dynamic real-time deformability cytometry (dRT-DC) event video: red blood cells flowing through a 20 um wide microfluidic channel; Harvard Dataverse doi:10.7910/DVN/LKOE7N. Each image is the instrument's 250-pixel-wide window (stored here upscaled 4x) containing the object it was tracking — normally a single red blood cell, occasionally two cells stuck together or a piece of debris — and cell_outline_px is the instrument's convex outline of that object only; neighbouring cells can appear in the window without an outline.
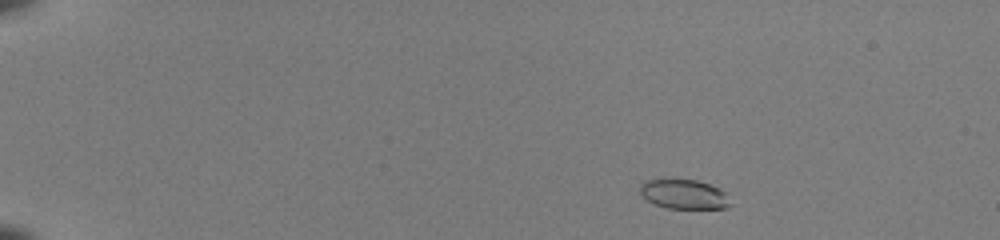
{"species": "common noctule bat (a hibernating species)", "species_latin": "Nyctalus noctula", "temperature_condition": "room temperature", "stored_images_in_passage": 46, "camera_frame_rate_fps": 3000, "um_per_image_px": 0.085, "animal": {"sex": "female", "body_mass_g": 22.0, "forearm_length_mm": 56.7}, "frame": {"image": 1, "passage_image": 3, "time_ms": 0.667, "image_size_px": [1000, 240], "cell_outline_px": [[732, 204], [728, 208], [668, 208], [656, 204], [648, 200], [640, 192], [640, 184], [644, 180], [696, 180], [720, 188], [724, 192]], "centroid_in_image_um": [58.16, 16.51], "position_along_channel_um": 26.8, "area_um2": 15.26}}
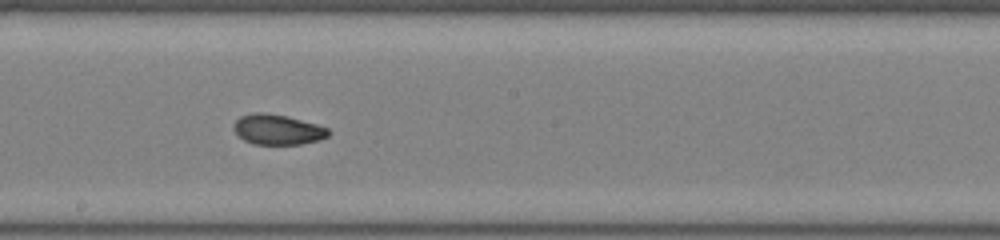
{"frame": {"image": 2, "passage_image": 26, "time_ms": 8.333, "image_size_px": [1000, 240], "cell_outline_px": [[332, 132], [328, 136], [320, 140], [300, 144], [252, 144], [244, 140], [232, 128], [232, 124], [240, 116], [252, 112], [264, 112], [288, 116], [316, 124], [328, 128]], "centroid_in_image_um": [23.59, 11.0], "position_along_channel_um": 224.6, "area_um2": 16.88}}
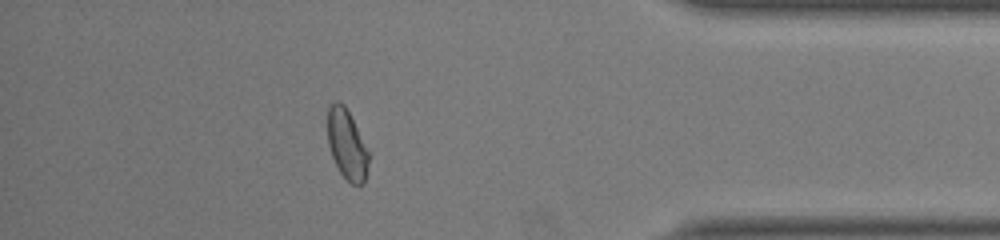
{"frame": {"image": 3, "passage_image": 41, "time_ms": 13.333, "image_size_px": [1000, 240], "cell_outline_px": [[368, 164], [364, 184], [360, 188], [352, 184], [340, 172], [332, 156], [328, 144], [328, 108], [336, 100], [340, 100], [344, 104], [368, 152]], "centroid_in_image_um": [29.47, 12.32], "position_along_channel_um": 405.7, "area_um2": 16.36}, "authors_computed_cell_mechanics": {"area_um2": 16.7331, "velocity_mm_per_s": 4.0917, "shape_relaxation_time_tau1_ms": 7.3697, "shape_relaxation_time_tau2_ms": 1.1442, "deformation_change_tau1": 0.2129, "deformation_change_tau2": 0.0579}}